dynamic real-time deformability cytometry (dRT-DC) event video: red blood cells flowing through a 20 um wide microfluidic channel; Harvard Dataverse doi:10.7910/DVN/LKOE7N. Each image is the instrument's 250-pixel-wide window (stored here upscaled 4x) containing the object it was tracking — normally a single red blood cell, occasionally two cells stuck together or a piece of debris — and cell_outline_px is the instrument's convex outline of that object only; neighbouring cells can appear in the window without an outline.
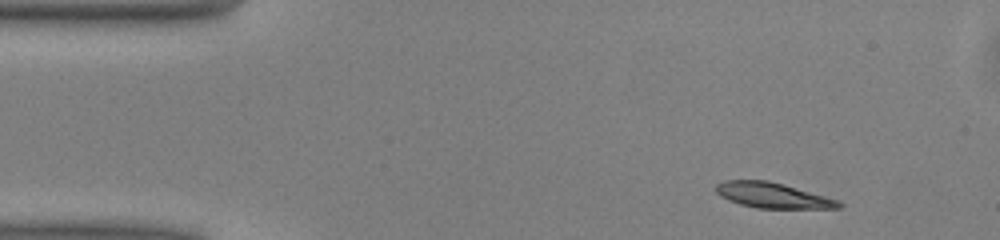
{"species": "common noctule bat (a hibernating species)", "species_latin": "Nyctalus noctula", "temperature_condition": "warm", "stored_images_in_passage": 30, "camera_frame_rate_fps": 3000, "um_per_image_px": 0.085, "animal": {"sex": "male", "body_mass_g": 13.0, "forearm_length_mm": 53.1}, "frame": {"image": 1, "passage_image": 1, "time_ms": 0.0, "image_size_px": [1000, 240], "cell_outline_px": [[844, 204], [840, 208], [756, 208], [740, 204], [728, 200], [720, 196], [716, 192], [716, 184], [724, 180], [768, 180], [840, 200]], "centroid_in_image_um": [65.68, 16.6], "position_along_channel_um": 19.3, "area_um2": 18.15}}
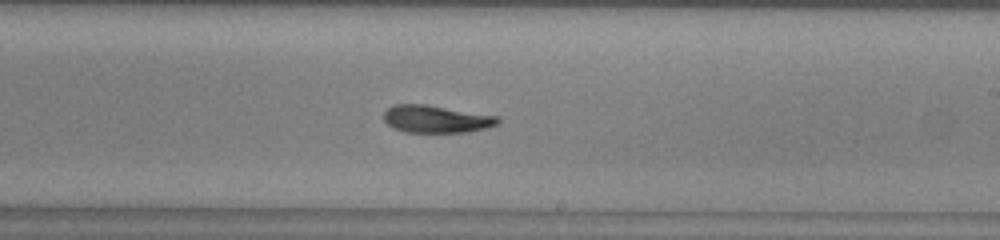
{"frame": {"image": 2, "passage_image": 24, "time_ms": 7.667, "image_size_px": [1000, 240], "cell_outline_px": [[500, 124], [468, 132], [404, 132], [392, 128], [384, 120], [384, 112], [392, 104], [424, 104], [500, 116]], "centroid_in_image_um": [37.08, 10.12], "position_along_channel_um": 251.9, "area_um2": 18.38}}
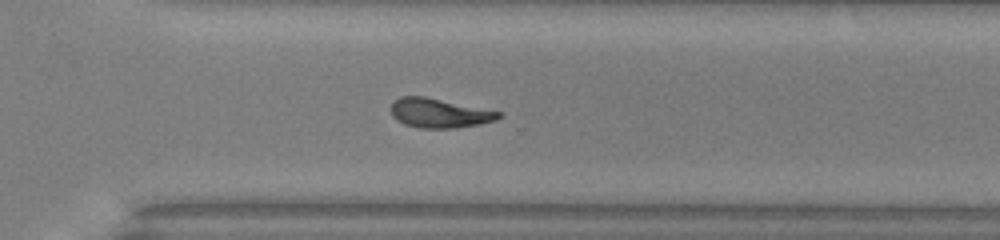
{"frame": {"image": 3, "passage_image": 30, "time_ms": 9.667, "image_size_px": [1000, 240], "cell_outline_px": [[504, 116], [496, 120], [480, 124], [456, 128], [420, 128], [404, 124], [396, 120], [392, 116], [392, 104], [400, 96], [424, 96], [504, 112]], "centroid_in_image_um": [37.4, 9.62], "position_along_channel_um": 333.2, "area_um2": 18.55}}